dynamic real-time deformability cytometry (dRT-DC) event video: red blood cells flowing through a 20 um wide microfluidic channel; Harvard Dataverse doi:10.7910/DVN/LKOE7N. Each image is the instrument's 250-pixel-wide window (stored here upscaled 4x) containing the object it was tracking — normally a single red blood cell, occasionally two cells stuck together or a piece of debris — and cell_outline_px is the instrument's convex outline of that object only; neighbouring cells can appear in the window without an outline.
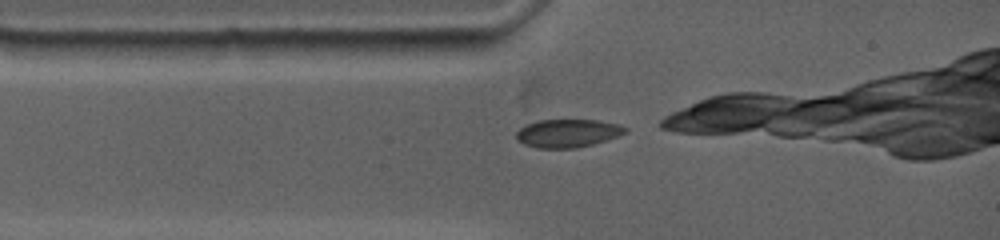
{"species": "common noctule bat (a hibernating species)", "species_latin": "Nyctalus noctula", "temperature_condition": "warm", "stored_images_in_passage": 10, "camera_frame_rate_fps": 4500, "um_per_image_px": 0.085, "animal": {"sex": "female", "body_mass_g": 19.0, "forearm_length_mm": 53.3}, "frame": {"image": 1, "passage_image": 1, "time_ms": 0.0, "image_size_px": [1000, 240], "cell_outline_px": [[628, 132], [620, 136], [592, 144], [576, 148], [536, 148], [524, 144], [516, 140], [516, 132], [524, 124], [536, 120], [596, 120], [620, 124], [628, 128]], "centroid_in_image_um": [48.25, 11.32], "position_along_channel_um": 36.7, "area_um2": 18.15}}
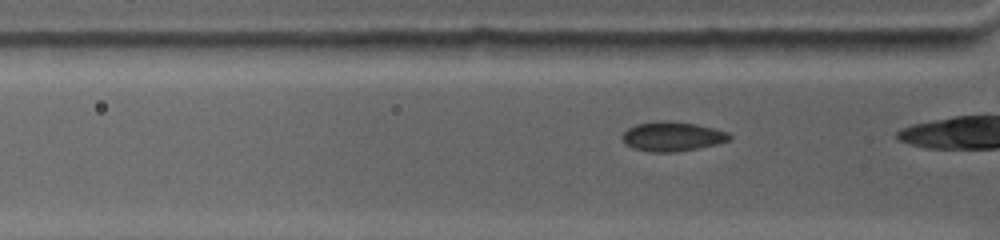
{"frame": {"image": 2, "passage_image": 4, "time_ms": 0.889, "image_size_px": [1000, 240], "cell_outline_px": [[732, 136], [728, 140], [716, 144], [676, 152], [648, 152], [632, 148], [624, 144], [620, 136], [628, 128], [636, 124], [656, 120], [668, 120], [696, 124], [728, 132]], "centroid_in_image_um": [57.07, 11.59], "position_along_channel_um": 68.7, "area_um2": 18.55}}